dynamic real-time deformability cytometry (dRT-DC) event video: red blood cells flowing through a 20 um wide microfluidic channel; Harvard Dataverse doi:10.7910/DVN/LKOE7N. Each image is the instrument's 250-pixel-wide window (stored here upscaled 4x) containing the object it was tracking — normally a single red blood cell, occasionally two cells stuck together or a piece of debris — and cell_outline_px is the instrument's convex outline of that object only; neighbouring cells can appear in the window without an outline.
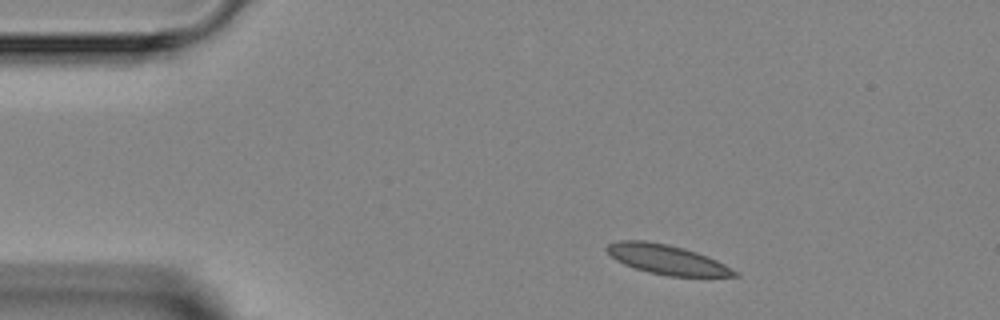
{"species": "Egyptian fruit bat (a non-hibernating species)", "species_latin": "Rousettus aegyptiacus", "temperature_condition": "room temperature", "stored_images_in_passage": 3, "camera_frame_rate_fps": 3000, "um_per_image_px": 0.085, "animal": {"sex": "female"}, "frame": {"image": 1, "passage_image": 1, "time_ms": 0.0, "image_size_px": [1000, 320], "cell_outline_px": [[740, 276], [668, 276], [648, 272], [624, 264], [616, 260], [604, 248], [608, 244], [620, 240], [644, 240], [668, 244], [684, 248], [708, 256], [740, 272]], "centroid_in_image_um": [56.7, 22.05], "position_along_channel_um": 28.3, "area_um2": 21.96}}
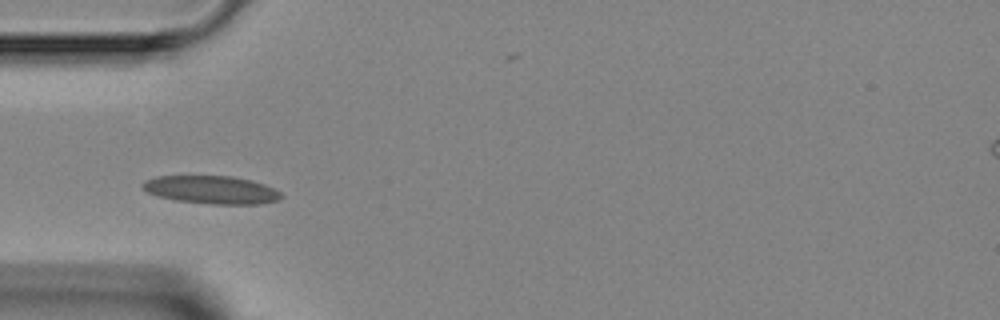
{"frame": {"image": 2, "passage_image": 3, "time_ms": 2.333, "image_size_px": [1000, 320], "cell_outline_px": [[284, 196], [280, 200], [260, 204], [212, 204], [176, 200], [156, 196], [140, 188], [140, 184], [144, 180], [156, 176], [232, 176], [252, 180], [264, 184], [280, 192]], "centroid_in_image_um": [17.95, 16.13], "position_along_channel_um": 67.0, "area_um2": 22.83}}